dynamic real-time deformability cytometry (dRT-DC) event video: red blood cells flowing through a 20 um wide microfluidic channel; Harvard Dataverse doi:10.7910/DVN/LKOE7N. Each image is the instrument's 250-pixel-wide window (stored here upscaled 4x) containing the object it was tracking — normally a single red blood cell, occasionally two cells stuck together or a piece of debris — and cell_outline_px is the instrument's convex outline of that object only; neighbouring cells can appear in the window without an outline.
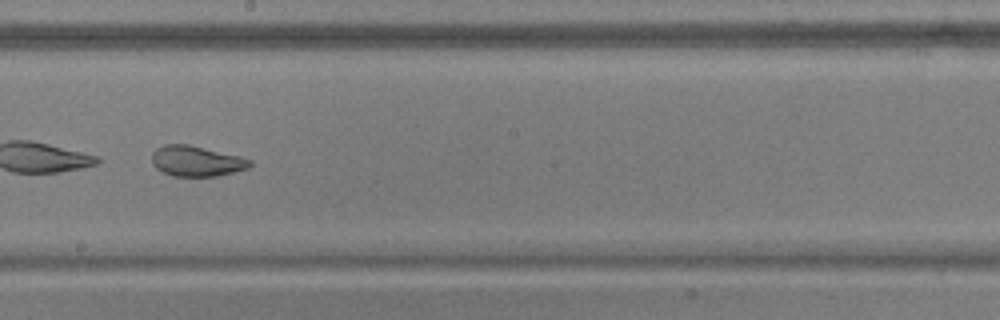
{"species": "common noctule bat (a hibernating species)", "species_latin": "Nyctalus noctula", "temperature_condition": "warm", "stored_images_in_passage": 52, "camera_frame_rate_fps": 3000, "um_per_image_px": 0.085, "animal": {"sex": "male", "body_mass_g": 17.9, "forearm_length_mm": 54.2}, "frame": {"image": 1, "passage_image": 30, "time_ms": 9.667, "image_size_px": [1000, 320], "cell_outline_px": [[252, 164], [248, 168], [216, 176], [172, 176], [156, 168], [152, 164], [152, 152], [156, 148], [164, 144], [188, 144], [240, 156], [252, 160]], "centroid_in_image_um": [16.68, 13.68], "position_along_channel_um": 231.5, "area_um2": 17.4}}